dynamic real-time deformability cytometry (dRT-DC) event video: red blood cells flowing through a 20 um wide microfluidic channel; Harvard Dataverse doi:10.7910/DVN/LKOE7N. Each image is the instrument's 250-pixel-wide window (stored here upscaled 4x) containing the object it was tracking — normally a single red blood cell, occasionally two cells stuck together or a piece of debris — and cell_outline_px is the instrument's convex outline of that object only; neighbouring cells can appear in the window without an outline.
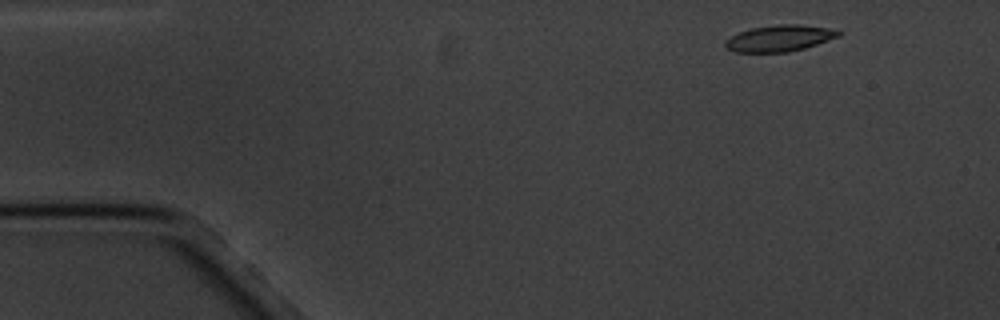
{"species": "common noctule bat (a hibernating species)", "species_latin": "Nyctalus noctula", "temperature_condition": "cold", "stored_images_in_passage": 5, "camera_frame_rate_fps": 3000, "um_per_image_px": 0.085, "animal": {"sex": "male", "body_mass_g": 20.1, "forearm_length_mm": 53.5}, "frame": {"image": 1, "passage_image": 1, "time_ms": 0.0, "image_size_px": [1000, 320], "cell_outline_px": [[844, 32], [840, 36], [804, 48], [788, 52], [736, 52], [728, 48], [724, 44], [724, 40], [740, 32], [752, 28], [776, 24], [800, 24], [828, 28]], "centroid_in_image_um": [66.27, 3.24], "position_along_channel_um": 18.7, "area_um2": 17.28}}
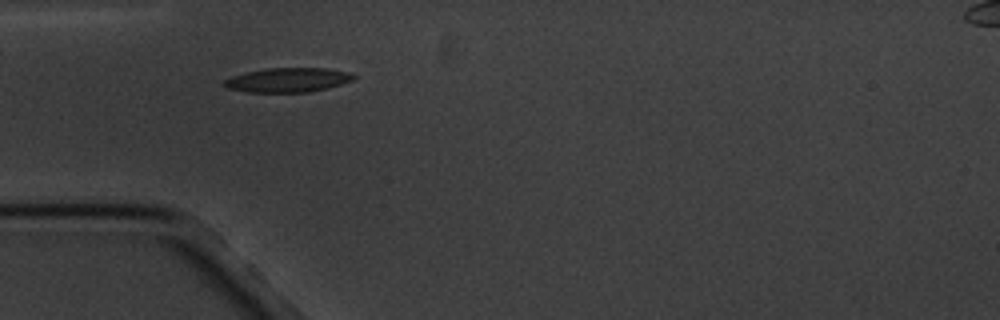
{"frame": {"image": 2, "passage_image": 4, "time_ms": 3.667, "image_size_px": [1000, 320], "cell_outline_px": [[356, 76], [352, 80], [328, 88], [308, 92], [248, 92], [228, 88], [224, 84], [224, 80], [232, 76], [244, 72], [264, 68], [324, 68], [348, 72]], "centroid_in_image_um": [24.44, 6.79], "position_along_channel_um": 60.6, "area_um2": 18.26}}
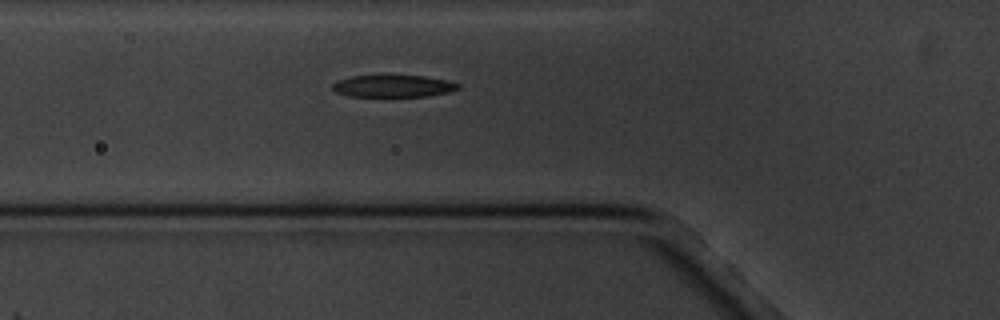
{"frame": {"image": 3, "passage_image": 5, "time_ms": 4.667, "image_size_px": [1000, 320], "cell_outline_px": [[460, 88], [448, 92], [424, 96], [348, 96], [336, 92], [332, 88], [332, 84], [336, 80], [352, 76], [424, 76], [448, 80], [460, 84]], "centroid_in_image_um": [33.41, 7.31], "position_along_channel_um": 92.4, "area_um2": 16.01}}